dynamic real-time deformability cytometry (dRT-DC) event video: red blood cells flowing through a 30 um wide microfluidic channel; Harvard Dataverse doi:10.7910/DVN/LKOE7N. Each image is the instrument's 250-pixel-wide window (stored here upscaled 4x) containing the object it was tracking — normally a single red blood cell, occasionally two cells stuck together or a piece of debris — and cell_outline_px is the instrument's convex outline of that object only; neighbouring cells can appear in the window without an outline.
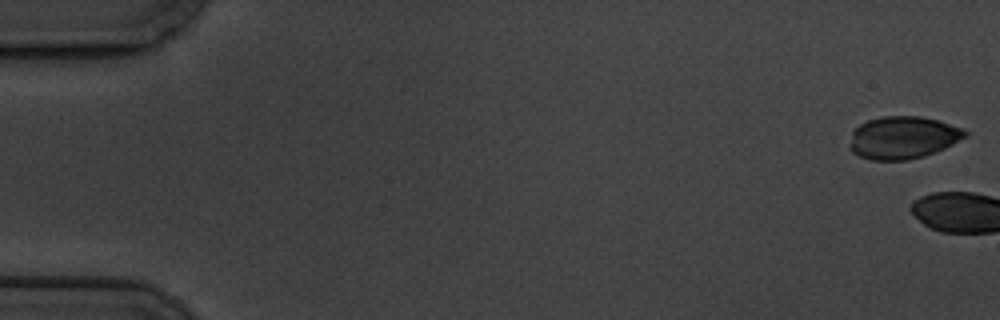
{"species": "common noctule bat (a hibernating species)", "species_latin": "Nyctalus noctula", "temperature_condition": "cold", "stored_images_in_passage": 7, "segment_of_instrument_passage": [2, 2], "camera_frame_rate_fps": 3000, "um_per_image_px": 0.085, "animal": {"sex": "male", "body_mass_g": 19.5, "forearm_length_mm": 54.6}, "frame": {"image": 1, "passage_image": 7, "time_ms": 7.0, "image_size_px": [1000, 320], "cell_outline_px": [[968, 136], [944, 148], [908, 160], [872, 160], [860, 156], [852, 152], [848, 148], [848, 144], [852, 132], [860, 124], [868, 120], [884, 116], [920, 116], [936, 120], [964, 128], [968, 132]], "centroid_in_image_um": [76.73, 11.69], "position_along_channel_um": 8.3, "area_um2": 28.5}}